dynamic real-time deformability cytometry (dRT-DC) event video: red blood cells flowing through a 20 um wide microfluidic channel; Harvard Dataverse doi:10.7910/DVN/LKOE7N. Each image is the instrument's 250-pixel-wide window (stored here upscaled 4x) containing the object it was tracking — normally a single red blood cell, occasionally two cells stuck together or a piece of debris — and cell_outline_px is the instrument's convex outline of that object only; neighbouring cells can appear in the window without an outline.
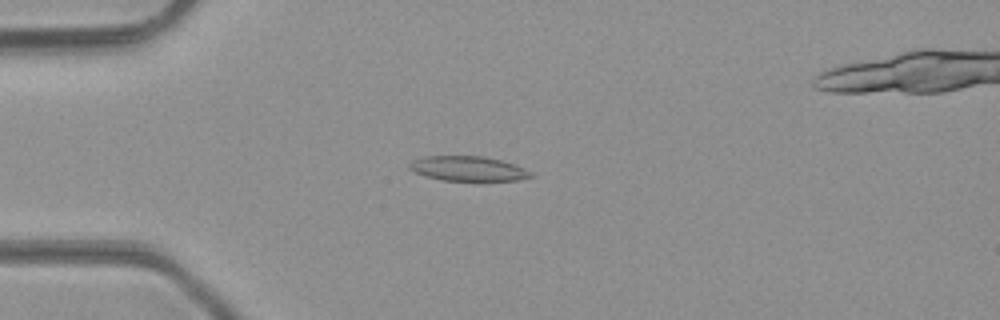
{"species": "common noctule bat (a hibernating species)", "species_latin": "Nyctalus noctula", "temperature_condition": "room temperature", "stored_images_in_passage": 36, "camera_frame_rate_fps": 3000, "um_per_image_px": 0.085, "animal": {"sex": "male", "body_mass_g": 23.1, "forearm_length_mm": 52.7}, "frame": {"image": 1, "passage_image": 7, "time_ms": 2.0, "image_size_px": [1000, 320], "cell_outline_px": [[536, 176], [516, 180], [440, 180], [416, 172], [408, 168], [408, 164], [412, 160], [424, 156], [480, 156], [500, 160], [524, 168], [532, 172]], "centroid_in_image_um": [39.78, 14.32], "position_along_channel_um": 45.2, "area_um2": 17.28}}
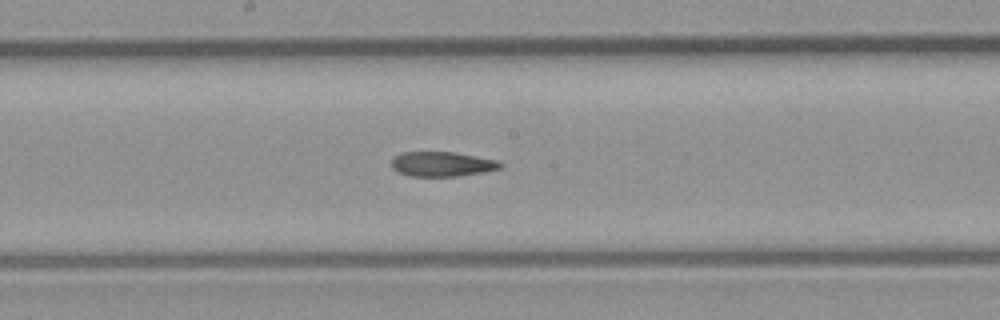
{"frame": {"image": 2, "passage_image": 20, "time_ms": 6.333, "image_size_px": [1000, 320], "cell_outline_px": [[504, 164], [500, 168], [484, 172], [456, 176], [408, 176], [392, 168], [392, 156], [400, 152], [452, 152], [500, 160]], "centroid_in_image_um": [37.58, 13.94], "position_along_channel_um": 210.6, "area_um2": 15.78}}
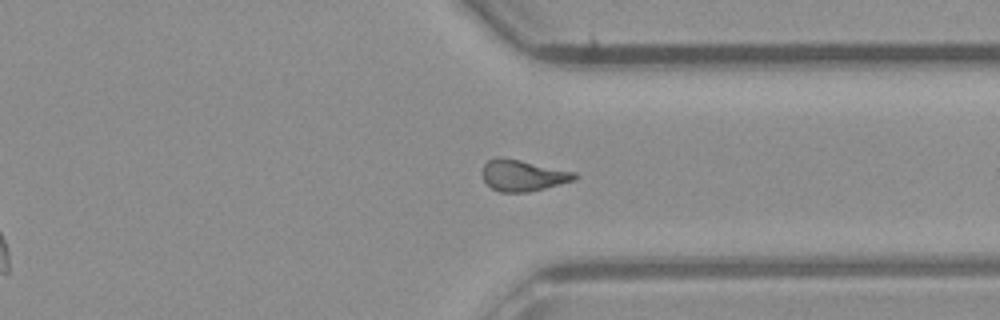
{"frame": {"image": 3, "passage_image": 31, "time_ms": 10.0, "image_size_px": [1000, 320], "cell_outline_px": [[580, 176], [576, 180], [528, 192], [500, 192], [492, 188], [484, 180], [484, 164], [488, 160], [520, 160], [576, 172]], "centroid_in_image_um": [44.54, 14.95], "position_along_channel_um": 366.9, "area_um2": 16.24}, "authors_computed_cell_mechanics": {"area_um2": 16.762, "velocity_mm_per_s": 4.2837, "shape_relaxation_time_tau1_ms": null, "shape_relaxation_time_tau2_ms": 3.8144, "deformation_change_tau1": null, "deformation_change_tau2": 0.1092}}